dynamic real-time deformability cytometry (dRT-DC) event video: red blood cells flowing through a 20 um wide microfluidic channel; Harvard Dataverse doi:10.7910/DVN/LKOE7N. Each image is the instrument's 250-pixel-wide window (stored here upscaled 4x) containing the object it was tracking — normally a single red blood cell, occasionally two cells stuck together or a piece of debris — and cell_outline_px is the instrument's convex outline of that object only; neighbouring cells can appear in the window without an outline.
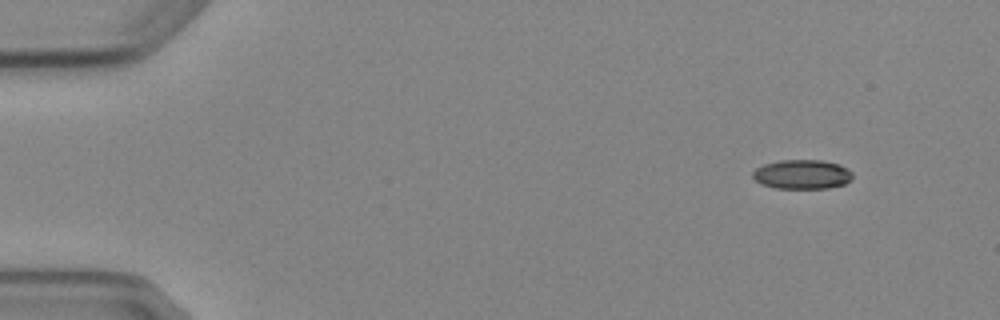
{"species": "Egyptian fruit bat (a non-hibernating species)", "species_latin": "Rousettus aegyptiacus", "temperature_condition": "cold", "stored_images_in_passage": 4, "camera_frame_rate_fps": 3000, "um_per_image_px": 0.085, "animal": {"sex": "female"}, "frame": {"image": 1, "passage_image": 1, "time_ms": 0.0, "image_size_px": [1000, 320], "cell_outline_px": [[852, 176], [844, 184], [828, 188], [776, 188], [760, 184], [752, 176], [752, 172], [756, 168], [764, 164], [780, 160], [820, 160], [840, 164], [852, 172]], "centroid_in_image_um": [68.15, 14.81], "position_along_channel_um": 16.9, "area_um2": 16.99}}
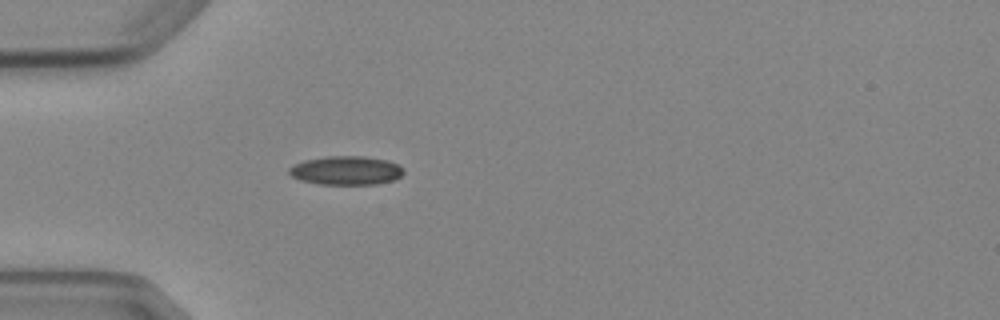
{"frame": {"image": 2, "passage_image": 4, "time_ms": 3.667, "image_size_px": [1000, 320], "cell_outline_px": [[404, 172], [396, 180], [376, 184], [316, 184], [300, 180], [292, 176], [288, 172], [288, 168], [292, 164], [304, 160], [328, 156], [364, 156], [388, 160], [404, 168]], "centroid_in_image_um": [29.41, 14.49], "position_along_channel_um": 55.6, "area_um2": 19.42}}